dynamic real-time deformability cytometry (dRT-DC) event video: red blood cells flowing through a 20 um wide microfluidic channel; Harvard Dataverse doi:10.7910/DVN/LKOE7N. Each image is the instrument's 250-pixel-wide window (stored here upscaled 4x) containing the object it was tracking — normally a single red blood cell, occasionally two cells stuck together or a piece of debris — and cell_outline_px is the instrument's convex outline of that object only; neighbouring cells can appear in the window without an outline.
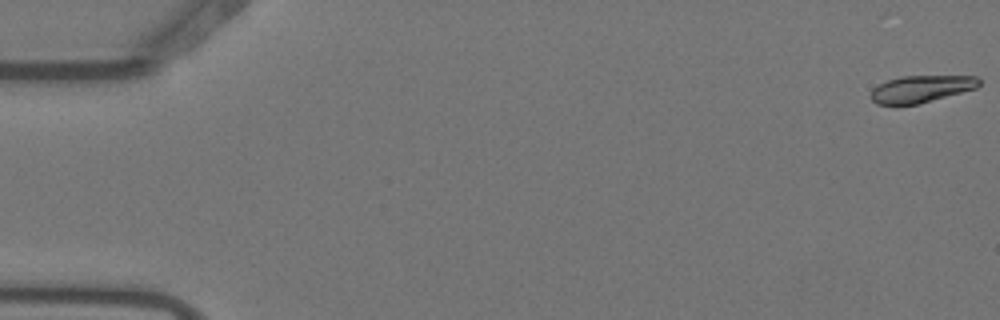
{"species": "Egyptian fruit bat (a non-hibernating species)", "species_latin": "Rousettus aegyptiacus", "temperature_condition": "warm", "stored_images_in_passage": 6, "camera_frame_rate_fps": 3000, "um_per_image_px": 0.085, "animal": {"sex": "female"}, "frame": {"image": 1, "passage_image": 1, "time_ms": 0.0, "image_size_px": [1000, 320], "cell_outline_px": [[980, 84], [976, 88], [916, 104], [876, 104], [872, 100], [872, 88], [888, 80], [900, 76], [976, 76], [980, 80]], "centroid_in_image_um": [78.29, 7.54], "position_along_channel_um": 6.7, "area_um2": 16.65}}
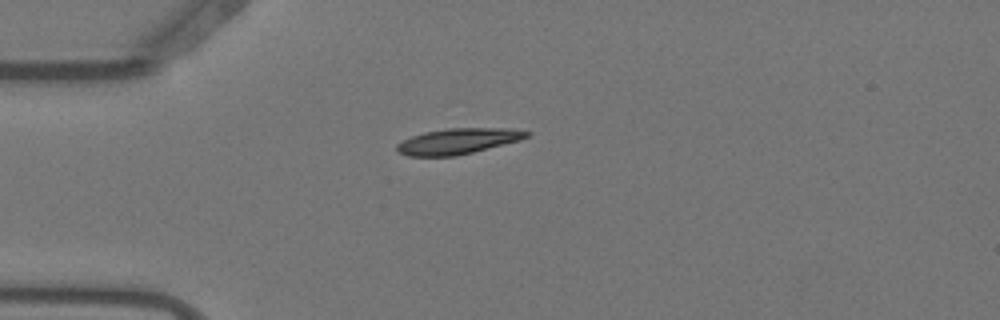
{"frame": {"image": 2, "passage_image": 4, "time_ms": 1.0, "image_size_px": [1000, 320], "cell_outline_px": [[532, 132], [528, 136], [520, 140], [456, 156], [408, 156], [400, 152], [396, 148], [396, 144], [412, 136], [424, 132], [448, 128], [508, 128]], "centroid_in_image_um": [38.93, 11.99], "position_along_channel_um": 46.1, "area_um2": 19.25}}
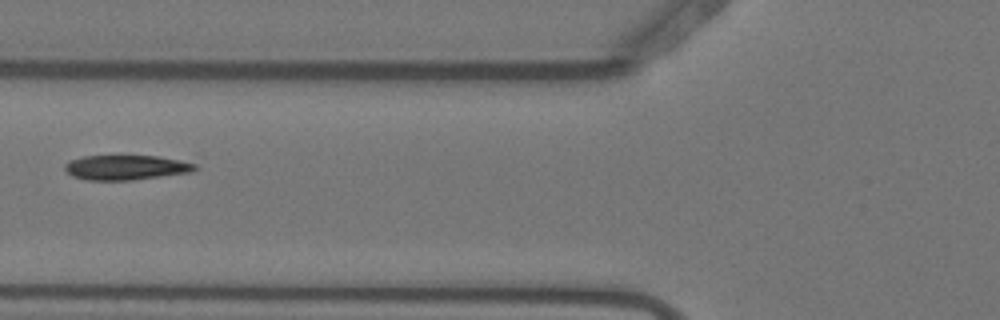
{"frame": {"image": 3, "passage_image": 6, "time_ms": 1.667, "image_size_px": [1000, 320], "cell_outline_px": [[200, 168], [192, 172], [132, 180], [88, 180], [72, 176], [64, 168], [64, 164], [72, 160], [84, 156], [156, 156], [180, 160], [196, 164]], "centroid_in_image_um": [10.75, 14.24], "position_along_channel_um": 115.1, "area_um2": 18.73}}